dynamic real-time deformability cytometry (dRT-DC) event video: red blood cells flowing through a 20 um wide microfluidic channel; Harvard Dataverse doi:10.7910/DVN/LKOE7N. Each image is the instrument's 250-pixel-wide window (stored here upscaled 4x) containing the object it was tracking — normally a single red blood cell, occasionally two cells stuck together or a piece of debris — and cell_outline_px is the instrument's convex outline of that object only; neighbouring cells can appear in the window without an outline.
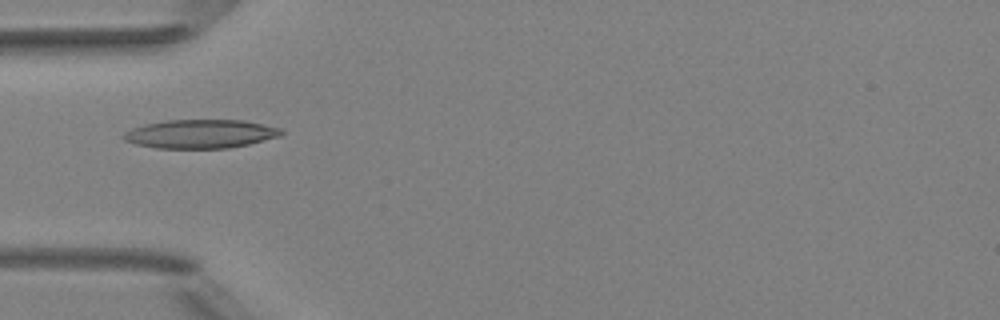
{"species": "Egyptian fruit bat (a non-hibernating species)", "species_latin": "Rousettus aegyptiacus", "temperature_condition": "room temperature", "stored_images_in_passage": 6, "camera_frame_rate_fps": 3000, "um_per_image_px": 0.085, "animal": {"sex": "female"}, "frame": {"image": 1, "passage_image": 5, "time_ms": 4.667, "image_size_px": [1000, 320], "cell_outline_px": [[284, 132], [280, 136], [248, 144], [228, 148], [156, 148], [136, 144], [124, 140], [120, 136], [124, 132], [132, 128], [144, 124], [164, 120], [244, 120], [280, 128]], "centroid_in_image_um": [17.0, 11.38], "position_along_channel_um": 68.0, "area_um2": 26.41}}
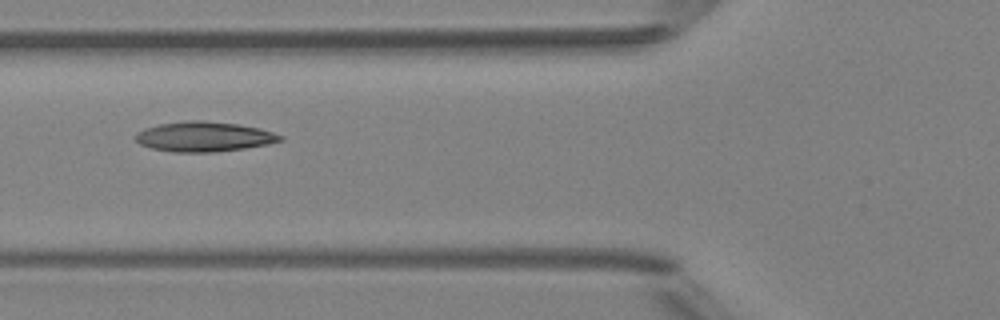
{"frame": {"image": 2, "passage_image": 6, "time_ms": 5.667, "image_size_px": [1000, 320], "cell_outline_px": [[284, 140], [268, 144], [244, 148], [216, 152], [172, 152], [152, 148], [140, 144], [136, 140], [136, 132], [144, 128], [160, 124], [184, 120], [204, 120], [240, 124], [260, 128], [284, 136]], "centroid_in_image_um": [17.36, 11.6], "position_along_channel_um": 108.4, "area_um2": 25.43}}